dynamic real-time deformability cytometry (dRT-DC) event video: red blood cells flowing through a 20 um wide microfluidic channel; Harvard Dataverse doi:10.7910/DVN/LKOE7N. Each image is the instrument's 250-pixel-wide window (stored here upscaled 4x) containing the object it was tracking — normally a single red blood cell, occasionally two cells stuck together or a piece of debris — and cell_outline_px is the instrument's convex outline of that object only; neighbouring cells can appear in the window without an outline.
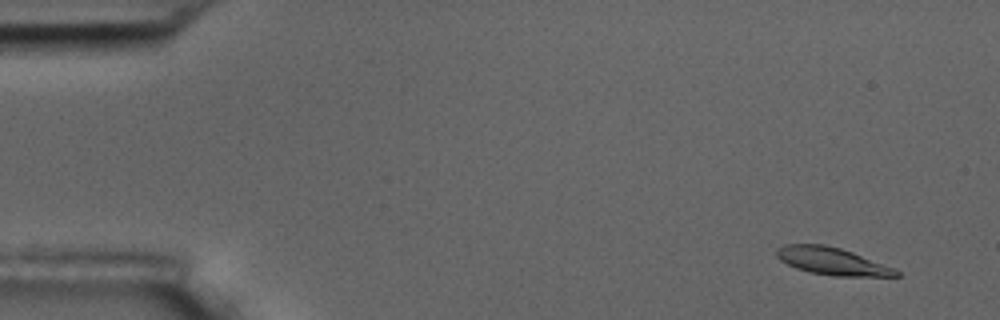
{"species": "common noctule bat (a hibernating species)", "species_latin": "Nyctalus noctula", "temperature_condition": "room temperature", "stored_images_in_passage": 7, "camera_frame_rate_fps": 3000, "um_per_image_px": 0.085, "animal": {"sex": "male", "body_mass_g": 17.5, "forearm_length_mm": 52.3}, "frame": {"image": 1, "passage_image": 2, "time_ms": 1.0, "image_size_px": [1000, 320], "cell_outline_px": [[900, 276], [836, 276], [808, 272], [796, 268], [780, 260], [776, 256], [776, 248], [784, 244], [824, 244], [840, 248], [852, 252], [892, 268], [900, 272]], "centroid_in_image_um": [70.65, 22.19], "position_along_channel_um": 14.3, "area_um2": 18.84}}
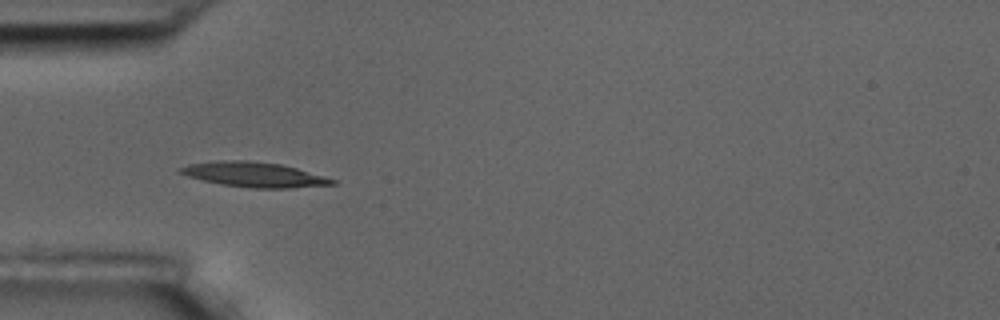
{"frame": {"image": 2, "passage_image": 6, "time_ms": 5.667, "image_size_px": [1000, 320], "cell_outline_px": [[336, 184], [288, 188], [252, 188], [220, 184], [188, 176], [176, 172], [176, 168], [188, 164], [216, 160], [248, 160], [280, 164], [296, 168], [324, 176], [336, 180]], "centroid_in_image_um": [21.53, 14.83], "position_along_channel_um": 63.5, "area_um2": 22.08}}